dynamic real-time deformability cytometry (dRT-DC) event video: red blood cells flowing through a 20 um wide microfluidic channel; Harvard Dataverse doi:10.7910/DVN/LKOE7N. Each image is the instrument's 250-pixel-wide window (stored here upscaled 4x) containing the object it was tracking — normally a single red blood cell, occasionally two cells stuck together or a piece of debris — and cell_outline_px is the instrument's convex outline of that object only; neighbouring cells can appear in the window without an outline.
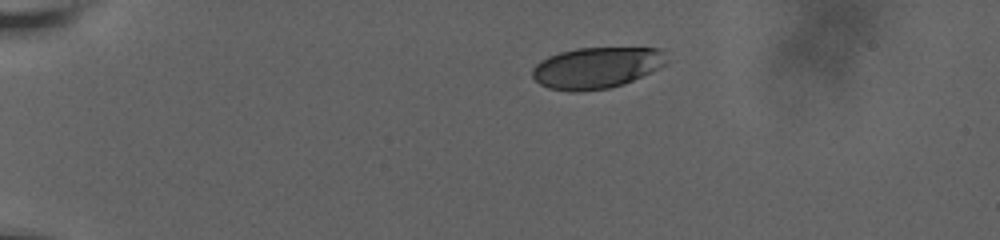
{"species": "human", "species_latin": "Homo sapiens", "temperature_condition": "room temperature", "stored_images_in_passage": 27, "camera_frame_rate_fps": 3000, "um_per_image_px": 0.085, "donor": {"sex": "male"}, "frame": {"image": 1, "passage_image": 1, "time_ms": 0.0, "image_size_px": [1000, 240], "cell_outline_px": [[668, 60], [660, 68], [624, 84], [608, 88], [580, 92], [568, 92], [548, 88], [540, 84], [532, 76], [532, 68], [540, 60], [548, 56], [560, 52], [576, 48], [660, 48], [664, 52]], "centroid_in_image_um": [50.69, 5.76], "position_along_channel_um": 34.3, "area_um2": 32.48}}
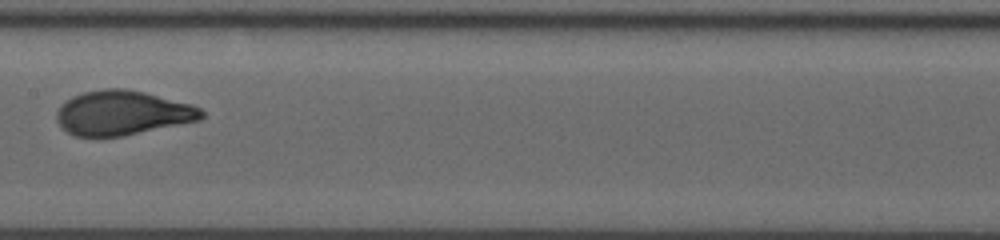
{"frame": {"image": 2, "passage_image": 15, "time_ms": 6.667, "image_size_px": [1000, 240], "cell_outline_px": [[204, 116], [200, 120], [120, 136], [76, 136], [68, 132], [56, 120], [56, 112], [72, 96], [80, 92], [104, 88], [124, 88], [144, 92], [192, 104], [200, 108], [204, 112]], "centroid_in_image_um": [10.41, 9.58], "position_along_channel_um": 197.0, "area_um2": 37.22}}
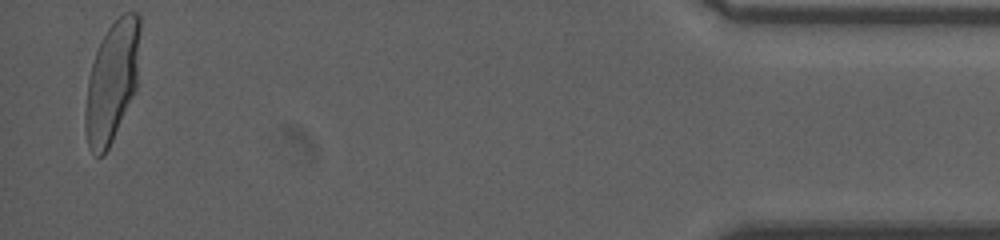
{"frame": {"image": 3, "passage_image": 27, "time_ms": 15.0, "image_size_px": [1000, 240], "cell_outline_px": [[140, 28], [136, 92], [104, 156], [96, 156], [88, 148], [84, 124], [84, 112], [88, 80], [92, 64], [96, 52], [108, 28], [124, 12], [136, 12], [140, 16]], "centroid_in_image_um": [9.52, 6.98], "position_along_channel_um": 425.7, "area_um2": 38.38}, "authors_computed_cell_mechanics": {"area_um2": 36.8764, "velocity_mm_per_s": 3.6344, "shape_relaxation_time_tau1_ms": 4.1517, "shape_relaxation_time_tau2_ms": null, "deformation_change_tau1": 0.1665, "deformation_change_tau2": null}}